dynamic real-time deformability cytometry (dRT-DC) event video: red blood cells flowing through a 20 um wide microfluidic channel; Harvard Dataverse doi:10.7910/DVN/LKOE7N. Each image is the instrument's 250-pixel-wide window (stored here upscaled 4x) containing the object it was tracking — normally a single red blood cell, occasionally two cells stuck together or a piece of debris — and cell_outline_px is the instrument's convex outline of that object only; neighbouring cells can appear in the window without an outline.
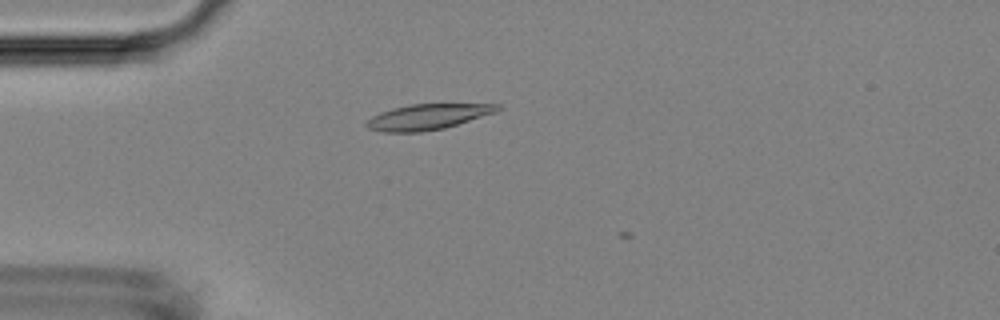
{"species": "Egyptian fruit bat (a non-hibernating species)", "species_latin": "Rousettus aegyptiacus", "temperature_condition": "room temperature", "stored_images_in_passage": 3, "camera_frame_rate_fps": 3000, "um_per_image_px": 0.085, "animal": {"sex": "female"}, "frame": {"image": 1, "passage_image": 2, "time_ms": 0.333, "image_size_px": [1000, 320], "cell_outline_px": [[504, 108], [496, 112], [444, 128], [420, 132], [384, 132], [368, 128], [364, 124], [372, 116], [380, 112], [392, 108], [412, 104], [500, 104]], "centroid_in_image_um": [36.36, 9.92], "position_along_channel_um": 48.6, "area_um2": 19.42}}